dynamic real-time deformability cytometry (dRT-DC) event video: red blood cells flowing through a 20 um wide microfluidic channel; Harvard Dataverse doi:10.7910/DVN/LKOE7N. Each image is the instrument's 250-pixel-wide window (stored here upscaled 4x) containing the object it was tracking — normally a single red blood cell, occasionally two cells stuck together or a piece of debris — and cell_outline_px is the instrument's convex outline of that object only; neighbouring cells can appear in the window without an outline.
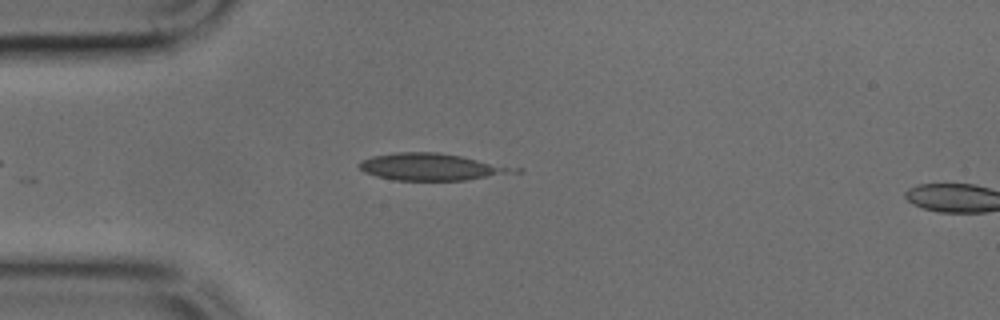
{"species": "common noctule bat (a hibernating species)", "species_latin": "Nyctalus noctula", "temperature_condition": "cold", "stored_images_in_passage": 8, "camera_frame_rate_fps": 3000, "um_per_image_px": 0.085, "animal": {"sex": "male", "body_mass_g": 17.9, "forearm_length_mm": 54.2}, "frame": {"image": 1, "passage_image": 7, "time_ms": 2.0, "image_size_px": [1000, 320], "cell_outline_px": [[524, 172], [464, 180], [392, 180], [376, 176], [364, 172], [356, 164], [360, 160], [372, 156], [396, 152], [436, 152], [460, 156], [524, 168]], "centroid_in_image_um": [36.73, 14.19], "position_along_channel_um": 48.3, "area_um2": 24.68}}